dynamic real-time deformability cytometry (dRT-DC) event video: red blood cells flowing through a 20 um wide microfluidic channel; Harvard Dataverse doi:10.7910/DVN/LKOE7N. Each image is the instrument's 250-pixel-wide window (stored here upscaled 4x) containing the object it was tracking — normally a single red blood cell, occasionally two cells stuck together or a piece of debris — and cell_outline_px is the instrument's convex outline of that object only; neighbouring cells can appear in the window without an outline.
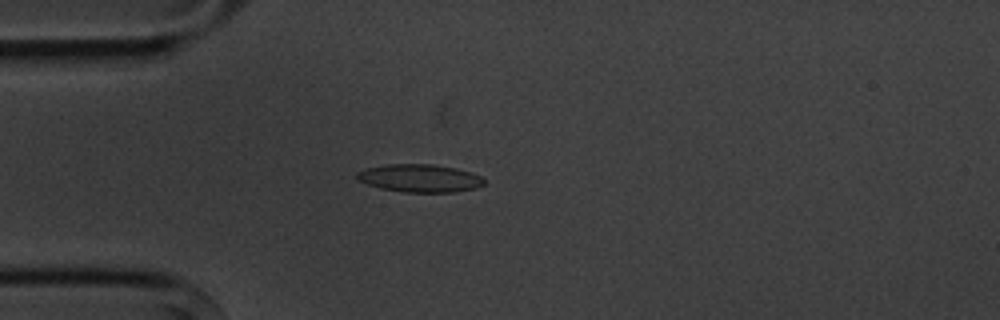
{"species": "common noctule bat (a hibernating species)", "species_latin": "Nyctalus noctula", "temperature_condition": "cold", "stored_images_in_passage": 4, "camera_frame_rate_fps": 3000, "um_per_image_px": 0.085, "animal": {"sex": "male", "body_mass_g": 20.1, "forearm_length_mm": 53.5}, "frame": {"image": 1, "passage_image": 4, "time_ms": 3.667, "image_size_px": [1000, 320], "cell_outline_px": [[484, 184], [476, 188], [452, 192], [404, 192], [380, 188], [356, 180], [356, 172], [364, 168], [388, 164], [432, 164], [456, 168], [480, 176], [484, 180]], "centroid_in_image_um": [35.63, 15.14], "position_along_channel_um": 49.4, "area_um2": 20.63}}